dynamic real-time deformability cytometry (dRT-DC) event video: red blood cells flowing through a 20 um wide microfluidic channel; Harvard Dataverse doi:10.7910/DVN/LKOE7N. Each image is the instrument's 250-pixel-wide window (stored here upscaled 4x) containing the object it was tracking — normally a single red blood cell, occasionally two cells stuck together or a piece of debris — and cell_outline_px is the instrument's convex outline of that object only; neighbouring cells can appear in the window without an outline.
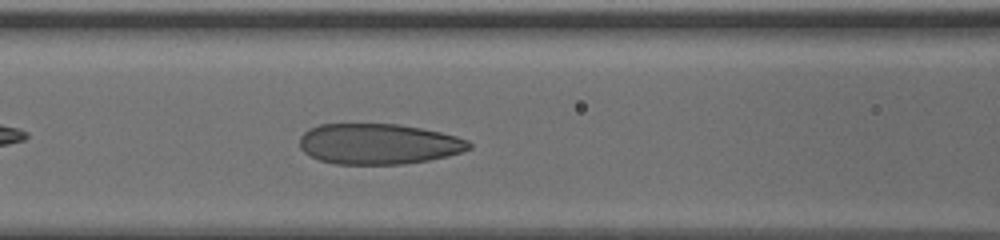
{"species": "human", "species_latin": "Homo sapiens", "temperature_condition": "cold", "stored_images_in_passage": 35, "camera_frame_rate_fps": 3000, "um_per_image_px": 0.085, "donor": {"sex": "male"}, "frame": {"image": 1, "passage_image": 10, "time_ms": 3.0, "image_size_px": [1000, 240], "cell_outline_px": [[472, 148], [448, 156], [428, 160], [404, 164], [336, 164], [320, 160], [304, 152], [300, 148], [300, 136], [308, 128], [320, 124], [396, 124], [420, 128], [440, 132], [456, 136], [468, 140], [472, 144]], "centroid_in_image_um": [32.17, 12.23], "position_along_channel_um": 134.4, "area_um2": 40.11}}
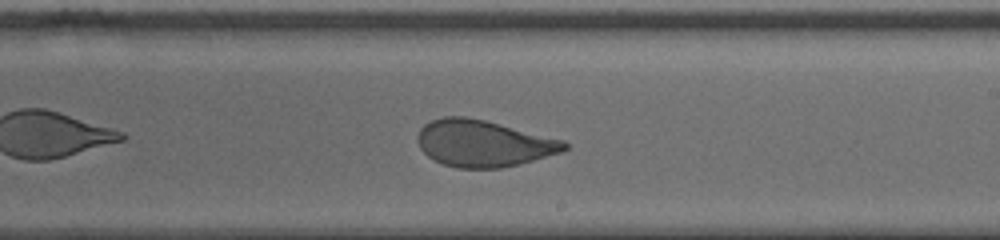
{"frame": {"image": 2, "passage_image": 19, "time_ms": 6.0, "image_size_px": [1000, 240], "cell_outline_px": [[568, 148], [564, 152], [500, 168], [456, 168], [444, 164], [428, 156], [420, 148], [416, 140], [416, 136], [420, 128], [424, 124], [432, 120], [444, 116], [464, 116], [484, 120], [564, 140], [568, 144]], "centroid_in_image_um": [41.07, 12.18], "position_along_channel_um": 247.9, "area_um2": 39.77}}
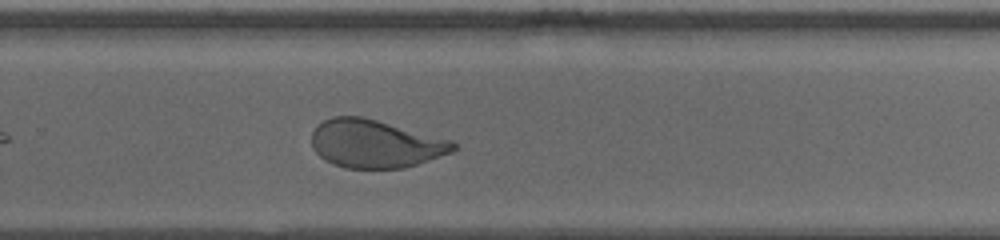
{"frame": {"image": 3, "passage_image": 23, "time_ms": 7.333, "image_size_px": [1000, 240], "cell_outline_px": [[456, 148], [452, 152], [404, 168], [344, 168], [332, 164], [324, 160], [312, 148], [312, 132], [316, 124], [332, 116], [364, 116], [452, 140], [456, 144]], "centroid_in_image_um": [31.86, 12.21], "position_along_channel_um": 297.9, "area_um2": 39.88}}